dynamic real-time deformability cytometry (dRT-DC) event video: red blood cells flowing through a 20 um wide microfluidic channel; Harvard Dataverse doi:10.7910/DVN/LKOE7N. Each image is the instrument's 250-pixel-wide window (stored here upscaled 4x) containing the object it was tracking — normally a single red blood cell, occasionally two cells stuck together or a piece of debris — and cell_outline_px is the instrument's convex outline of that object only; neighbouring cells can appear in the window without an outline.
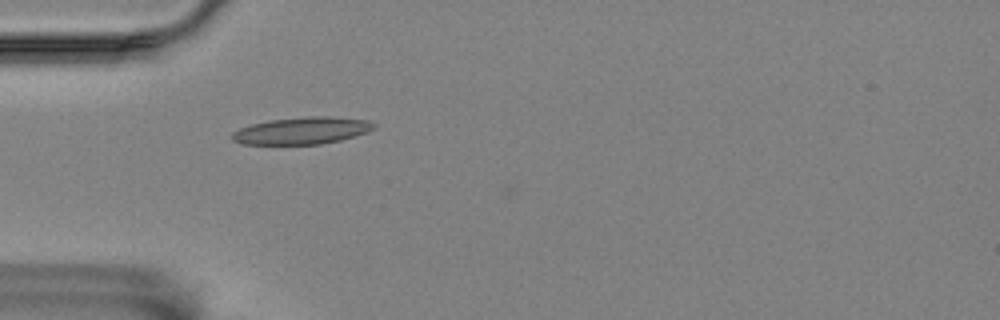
{"species": "Egyptian fruit bat (a non-hibernating species)", "species_latin": "Rousettus aegyptiacus", "temperature_condition": "room temperature", "stored_images_in_passage": 4, "camera_frame_rate_fps": 3000, "um_per_image_px": 0.085, "animal": {"sex": "female"}, "frame": {"image": 1, "passage_image": 4, "time_ms": 3.667, "image_size_px": [1000, 320], "cell_outline_px": [[376, 128], [368, 132], [340, 140], [320, 144], [240, 144], [232, 140], [228, 136], [232, 132], [240, 128], [252, 124], [268, 120], [308, 116], [328, 116], [368, 120], [376, 124]], "centroid_in_image_um": [25.64, 11.1], "position_along_channel_um": 59.4, "area_um2": 22.54}}